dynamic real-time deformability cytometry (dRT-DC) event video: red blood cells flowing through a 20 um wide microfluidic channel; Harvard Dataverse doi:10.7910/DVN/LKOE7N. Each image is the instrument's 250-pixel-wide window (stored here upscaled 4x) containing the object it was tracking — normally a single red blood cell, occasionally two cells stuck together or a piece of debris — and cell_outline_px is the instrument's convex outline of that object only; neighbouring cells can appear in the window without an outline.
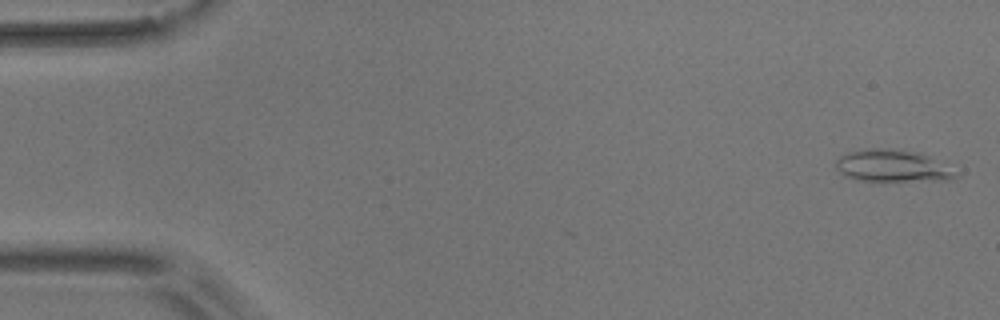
{"species": "common noctule bat (a hibernating species)", "species_latin": "Nyctalus noctula", "temperature_condition": "room temperature", "stored_images_in_passage": 4, "camera_frame_rate_fps": 3000, "um_per_image_px": 0.085, "animal": {"sex": "male", "body_mass_g": 17.9}, "frame": {"image": 1, "passage_image": 1, "time_ms": 0.0, "image_size_px": [1000, 320], "cell_outline_px": [[960, 176], [952, 180], [856, 180], [844, 176], [836, 168], [836, 160], [840, 156], [848, 152], [868, 148], [880, 148], [920, 152], [928, 156]], "centroid_in_image_um": [75.79, 14.1], "position_along_channel_um": 9.2, "area_um2": 21.91}}